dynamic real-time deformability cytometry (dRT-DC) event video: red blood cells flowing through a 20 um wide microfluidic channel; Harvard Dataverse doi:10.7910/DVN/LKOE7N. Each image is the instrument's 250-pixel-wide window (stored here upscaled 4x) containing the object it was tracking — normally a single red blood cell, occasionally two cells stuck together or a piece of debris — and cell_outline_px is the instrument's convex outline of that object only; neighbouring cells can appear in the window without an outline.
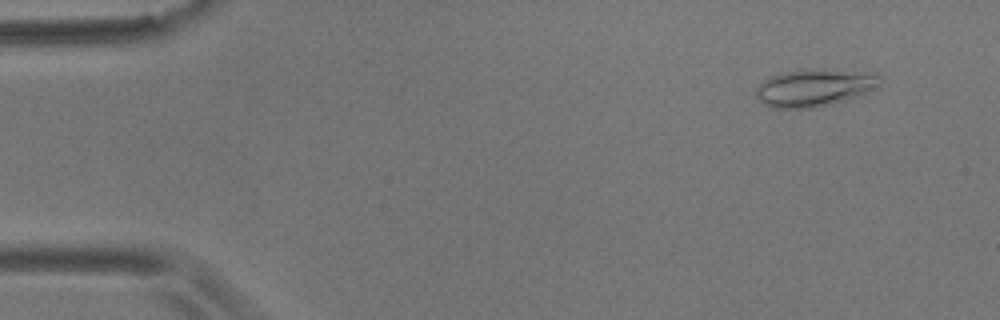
{"species": "common noctule bat (a hibernating species)", "species_latin": "Nyctalus noctula", "temperature_condition": "room temperature", "stored_images_in_passage": 56, "camera_frame_rate_fps": 3000, "um_per_image_px": 0.085, "animal": {"sex": "male", "body_mass_g": 17.9}, "frame": {"image": 1, "passage_image": 5, "time_ms": 1.333, "image_size_px": [1000, 320], "cell_outline_px": [[880, 88], [832, 104], [812, 108], [772, 108], [764, 104], [756, 96], [756, 88], [768, 76], [788, 72], [876, 72], [880, 76]], "centroid_in_image_um": [69.23, 7.51], "position_along_channel_um": 15.8, "area_um2": 26.01}}
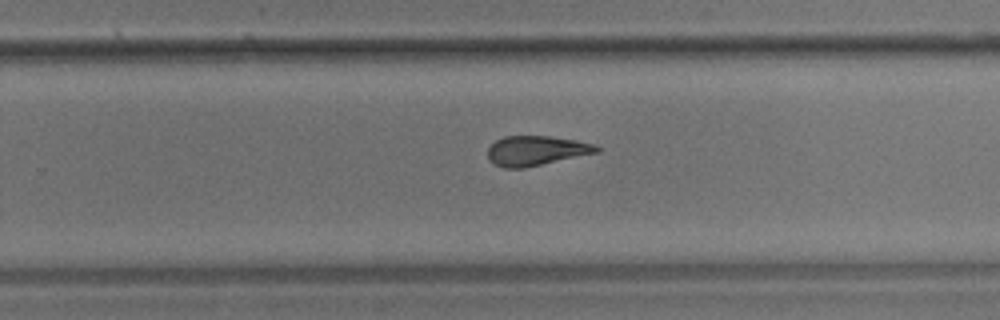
{"frame": {"image": 2, "passage_image": 36, "time_ms": 11.667, "image_size_px": [1000, 320], "cell_outline_px": [[600, 152], [524, 168], [504, 168], [492, 164], [488, 160], [488, 148], [496, 140], [504, 136], [552, 136], [576, 140], [596, 144], [600, 148]], "centroid_in_image_um": [45.58, 12.81], "position_along_channel_um": 284.2, "area_um2": 19.07}}
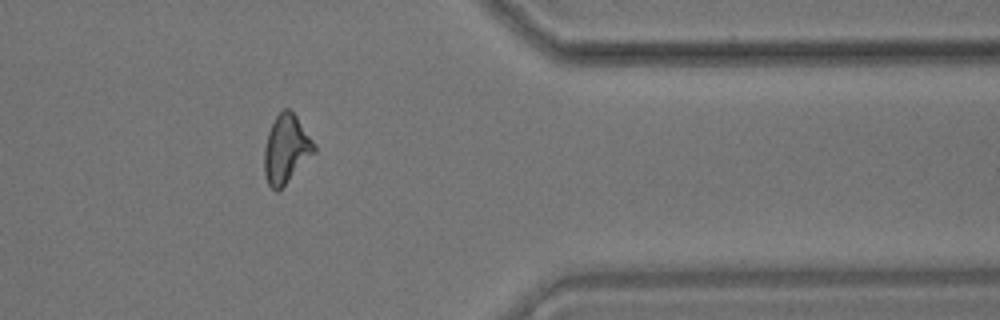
{"frame": {"image": 3, "passage_image": 46, "time_ms": 15.0, "image_size_px": [1000, 320], "cell_outline_px": [[316, 152], [276, 192], [268, 184], [264, 172], [264, 148], [268, 132], [276, 116], [284, 108], [288, 108], [296, 116], [316, 144]], "centroid_in_image_um": [24.33, 12.65], "position_along_channel_um": 387.1, "area_um2": 19.65}, "authors_computed_cell_mechanics": {"area_um2": 19.7098, "velocity_mm_per_s": 3.5749, "shape_relaxation_time_tau1_ms": 5.9026, "shape_relaxation_time_tau2_ms": 2.9303, "deformation_change_tau1": 0.1785, "deformation_change_tau2": 0.1184}}